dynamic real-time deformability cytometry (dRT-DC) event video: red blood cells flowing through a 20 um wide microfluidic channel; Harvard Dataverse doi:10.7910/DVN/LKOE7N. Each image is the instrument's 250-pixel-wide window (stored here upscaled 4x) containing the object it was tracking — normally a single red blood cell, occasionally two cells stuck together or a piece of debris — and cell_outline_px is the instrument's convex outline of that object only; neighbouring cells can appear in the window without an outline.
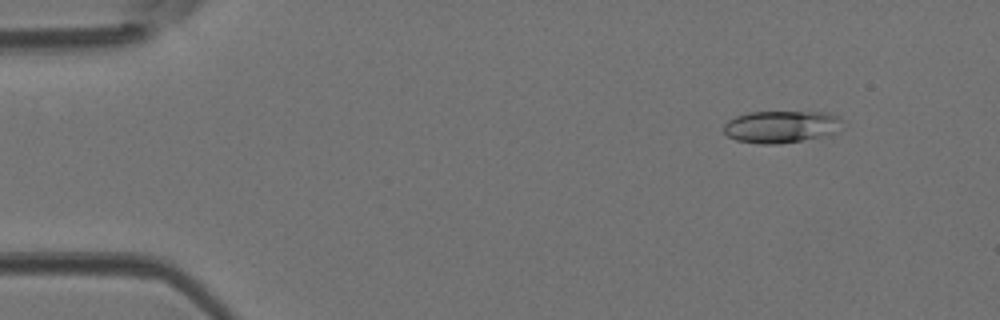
{"species": "Egyptian fruit bat (a non-hibernating species)", "species_latin": "Rousettus aegyptiacus", "temperature_condition": "room temperature", "stored_images_in_passage": 42, "camera_frame_rate_fps": 3000, "um_per_image_px": 0.085, "animal": {"sex": "female"}, "frame": {"image": 1, "passage_image": 3, "time_ms": 0.667, "image_size_px": [1000, 320], "cell_outline_px": [[840, 120], [836, 132], [832, 136], [776, 144], [760, 144], [736, 140], [728, 136], [724, 132], [724, 124], [728, 120], [736, 116], [748, 112], [828, 112], [840, 116]], "centroid_in_image_um": [66.41, 10.77], "position_along_channel_um": 18.6, "area_um2": 22.43}}
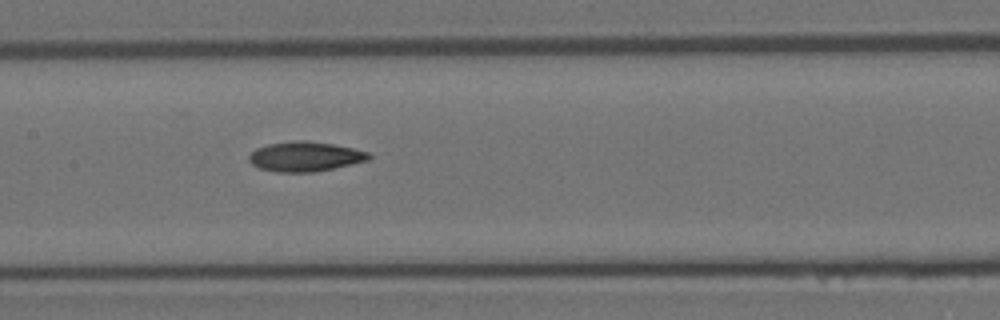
{"frame": {"image": 2, "passage_image": 20, "time_ms": 6.333, "image_size_px": [1000, 320], "cell_outline_px": [[372, 156], [368, 160], [352, 164], [312, 172], [276, 172], [260, 168], [252, 164], [248, 160], [248, 156], [256, 148], [268, 144], [292, 140], [304, 140], [332, 144], [352, 148], [368, 152]], "centroid_in_image_um": [25.91, 13.3], "position_along_channel_um": 181.5, "area_um2": 20.69}}
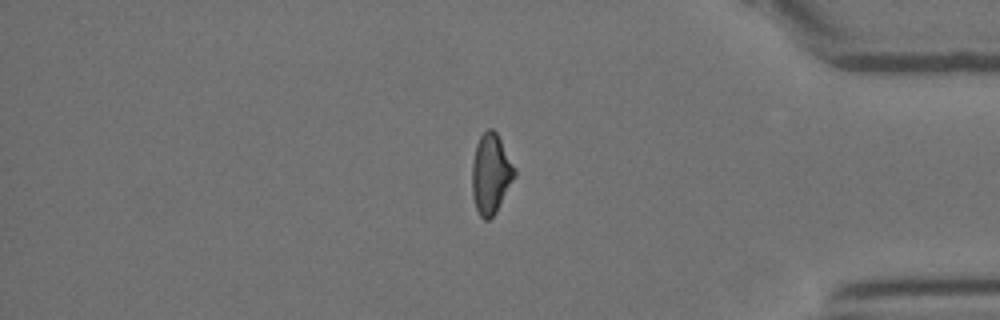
{"frame": {"image": 3, "passage_image": 36, "time_ms": 11.667, "image_size_px": [1000, 320], "cell_outline_px": [[516, 176], [496, 212], [488, 220], [484, 220], [480, 216], [476, 208], [472, 196], [472, 164], [476, 144], [480, 136], [488, 128], [492, 128], [496, 132], [516, 168]], "centroid_in_image_um": [41.73, 14.78], "position_along_channel_um": 393.5, "area_um2": 19.88}}